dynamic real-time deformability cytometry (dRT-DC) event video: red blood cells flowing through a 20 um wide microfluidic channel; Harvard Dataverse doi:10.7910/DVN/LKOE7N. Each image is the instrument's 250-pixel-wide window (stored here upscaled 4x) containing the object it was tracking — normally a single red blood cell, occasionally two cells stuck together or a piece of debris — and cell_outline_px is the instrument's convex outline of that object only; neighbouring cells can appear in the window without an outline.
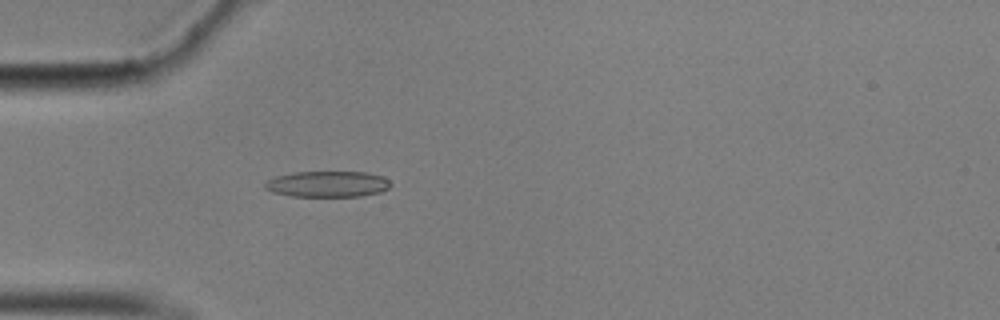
{"species": "common noctule bat (a hibernating species)", "species_latin": "Nyctalus noctula", "temperature_condition": "cold", "stored_images_in_passage": 43, "camera_frame_rate_fps": 3000, "um_per_image_px": 0.085, "animal": {"sex": "male", "body_mass_g": 17.9}, "frame": {"image": 1, "passage_image": 3, "time_ms": 0.667, "image_size_px": [1000, 320], "cell_outline_px": [[392, 184], [388, 188], [380, 192], [360, 196], [292, 196], [272, 192], [264, 188], [264, 184], [268, 180], [276, 176], [296, 172], [364, 172], [384, 176]], "centroid_in_image_um": [27.85, 15.64], "position_along_channel_um": 57.2, "area_um2": 18.96}}
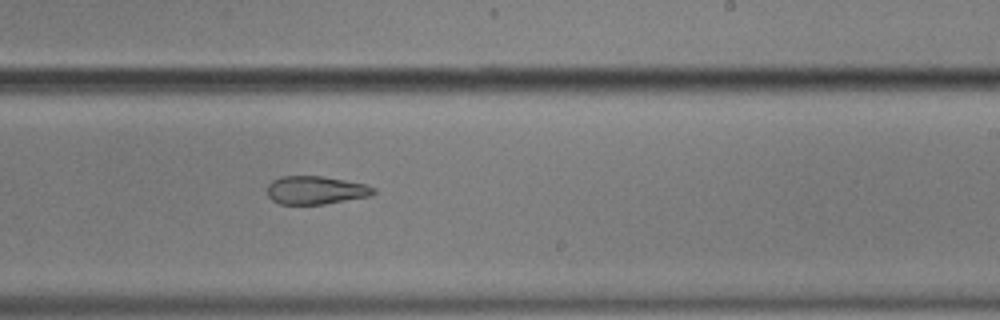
{"frame": {"image": 2, "passage_image": 21, "time_ms": 6.667, "image_size_px": [1000, 320], "cell_outline_px": [[376, 192], [372, 196], [324, 204], [280, 204], [272, 200], [268, 196], [268, 184], [272, 180], [280, 176], [324, 176], [364, 184], [376, 188]], "centroid_in_image_um": [26.85, 16.16], "position_along_channel_um": 262.2, "area_um2": 17.57}}
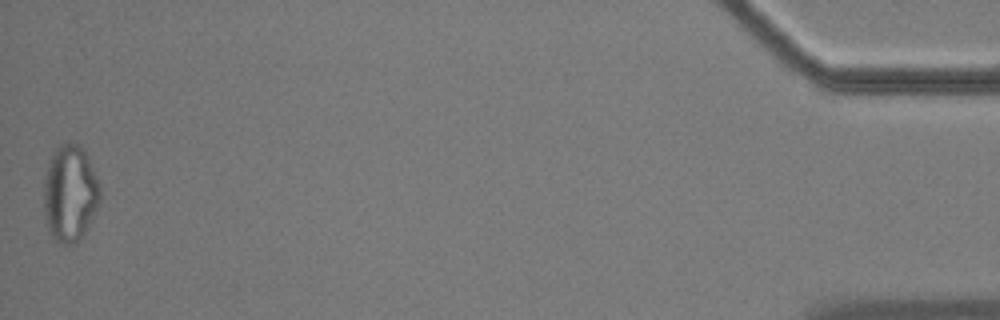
{"frame": {"image": 3, "passage_image": 43, "time_ms": 14.0, "image_size_px": [1000, 320], "cell_outline_px": [[100, 200], [84, 232], [76, 244], [60, 244], [48, 232], [44, 216], [44, 180], [48, 160], [52, 152], [60, 144], [80, 144], [100, 184]], "centroid_in_image_um": [5.91, 16.45], "position_along_channel_um": 429.3, "area_um2": 31.56}, "authors_computed_cell_mechanics": {"area_um2": 19.652, "velocity_mm_per_s": 3.5012, "shape_relaxation_time_tau1_ms": null, "shape_relaxation_time_tau2_ms": 4.7527, "deformation_change_tau1": null, "deformation_change_tau2": 0.1427}}